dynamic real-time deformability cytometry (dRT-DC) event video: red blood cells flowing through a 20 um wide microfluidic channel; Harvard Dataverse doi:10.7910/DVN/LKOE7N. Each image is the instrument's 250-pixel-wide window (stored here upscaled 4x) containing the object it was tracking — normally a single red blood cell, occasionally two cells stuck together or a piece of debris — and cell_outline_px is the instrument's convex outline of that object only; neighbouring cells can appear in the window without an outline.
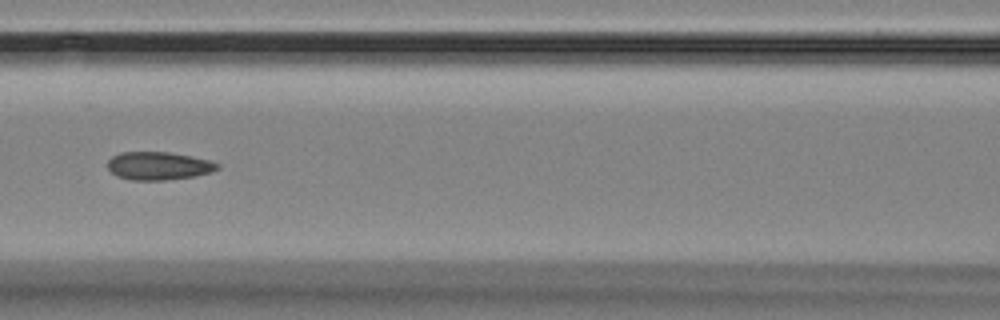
{"species": "Egyptian fruit bat (a non-hibernating species)", "species_latin": "Rousettus aegyptiacus", "temperature_condition": "room temperature", "stored_images_in_passage": 16, "segment_of_instrument_passage": [1, 2], "camera_frame_rate_fps": 3000, "um_per_image_px": 0.085, "animal": {"sex": "female"}, "frame": {"image": 1, "passage_image": 7, "time_ms": 7.0, "image_size_px": [1000, 320], "cell_outline_px": [[220, 168], [212, 172], [192, 176], [164, 180], [132, 180], [116, 176], [108, 168], [108, 160], [112, 156], [120, 152], [168, 152], [192, 156], [208, 160], [220, 164]], "centroid_in_image_um": [13.47, 14.09], "position_along_channel_um": 153.1, "area_um2": 17.92}}
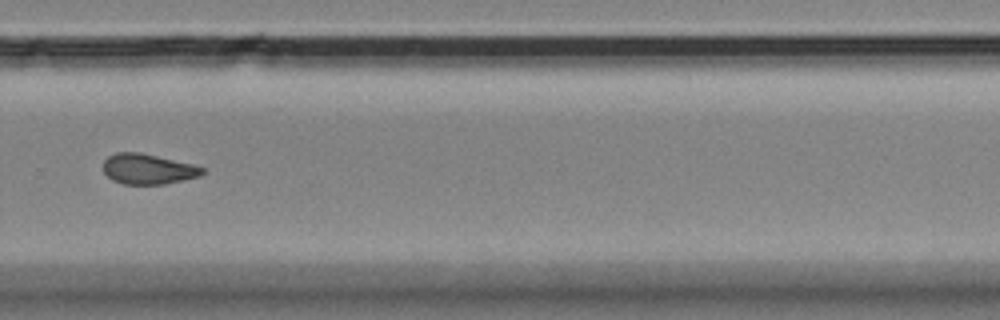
{"frame": {"image": 2, "passage_image": 11, "time_ms": 11.667, "image_size_px": [1000, 320], "cell_outline_px": [[204, 172], [200, 176], [184, 180], [164, 184], [124, 184], [112, 180], [104, 172], [104, 160], [108, 156], [116, 152], [140, 152], [192, 164], [204, 168]], "centroid_in_image_um": [12.57, 14.37], "position_along_channel_um": 317.2, "area_um2": 17.46}}
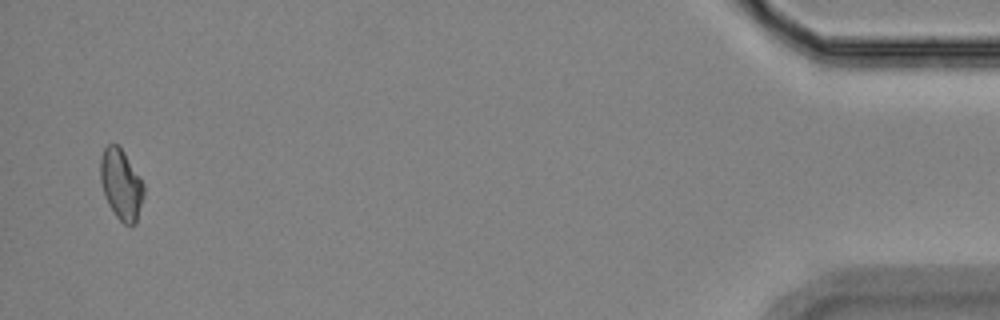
{"frame": {"image": 3, "passage_image": 15, "time_ms": 17.0, "image_size_px": [1000, 320], "cell_outline_px": [[144, 196], [136, 224], [124, 224], [116, 216], [108, 204], [104, 196], [100, 180], [100, 156], [104, 148], [108, 144], [116, 144], [124, 152], [140, 176], [144, 184]], "centroid_in_image_um": [10.29, 15.67], "position_along_channel_um": 424.9, "area_um2": 17.98}}